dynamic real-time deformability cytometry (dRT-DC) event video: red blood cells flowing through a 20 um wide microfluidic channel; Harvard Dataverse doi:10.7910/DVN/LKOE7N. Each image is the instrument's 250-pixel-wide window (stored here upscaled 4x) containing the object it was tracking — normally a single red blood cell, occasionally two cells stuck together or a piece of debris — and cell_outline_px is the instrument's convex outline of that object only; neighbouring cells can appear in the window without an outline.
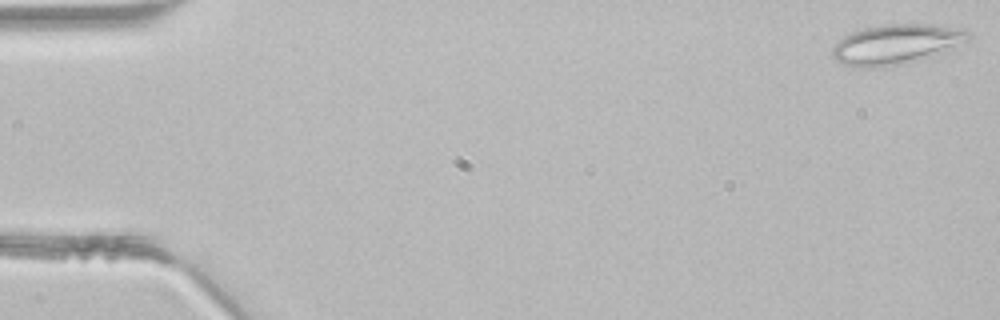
{"species": "common noctule bat (a hibernating species)", "species_latin": "Nyctalus noctula", "temperature_condition": "room temperature", "stored_images_in_passage": 45, "camera_frame_rate_fps": 3000, "um_per_image_px": 0.085, "animal": {"sex": "male", "body_mass_g": 21.5, "forearm_length_mm": 52.0}, "frame": {"image": 1, "passage_image": 1, "time_ms": 0.0, "image_size_px": [1000, 320], "cell_outline_px": [[972, 36], [968, 40], [928, 56], [904, 64], [872, 68], [852, 68], [836, 60], [832, 56], [832, 48], [844, 36], [852, 32], [864, 28], [880, 24], [940, 24], [968, 32]], "centroid_in_image_um": [76.09, 3.76], "position_along_channel_um": 8.9, "area_um2": 31.27}}
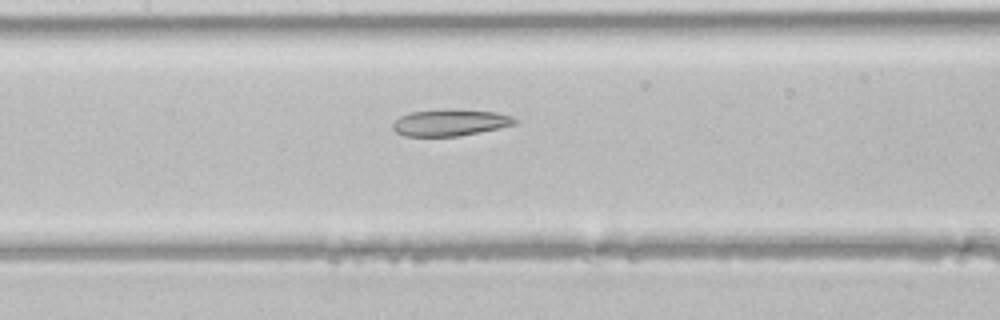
{"frame": {"image": 2, "passage_image": 21, "time_ms": 6.667, "image_size_px": [1000, 320], "cell_outline_px": [[516, 124], [460, 136], [404, 136], [396, 132], [392, 128], [392, 124], [400, 116], [408, 112], [436, 108], [452, 108], [496, 112], [512, 116], [516, 120]], "centroid_in_image_um": [38.21, 10.39], "position_along_channel_um": 169.2, "area_um2": 19.31}}
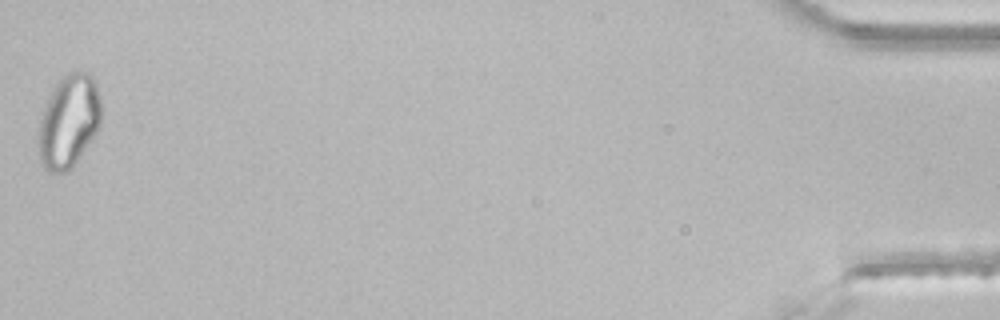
{"frame": {"image": 3, "passage_image": 45, "time_ms": 14.667, "image_size_px": [1000, 320], "cell_outline_px": [[100, 124], [92, 140], [68, 172], [48, 172], [40, 164], [40, 120], [48, 96], [56, 84], [68, 72], [76, 68], [88, 72], [96, 80], [100, 96]], "centroid_in_image_um": [5.87, 10.26], "position_along_channel_um": 429.3, "area_um2": 33.99}}